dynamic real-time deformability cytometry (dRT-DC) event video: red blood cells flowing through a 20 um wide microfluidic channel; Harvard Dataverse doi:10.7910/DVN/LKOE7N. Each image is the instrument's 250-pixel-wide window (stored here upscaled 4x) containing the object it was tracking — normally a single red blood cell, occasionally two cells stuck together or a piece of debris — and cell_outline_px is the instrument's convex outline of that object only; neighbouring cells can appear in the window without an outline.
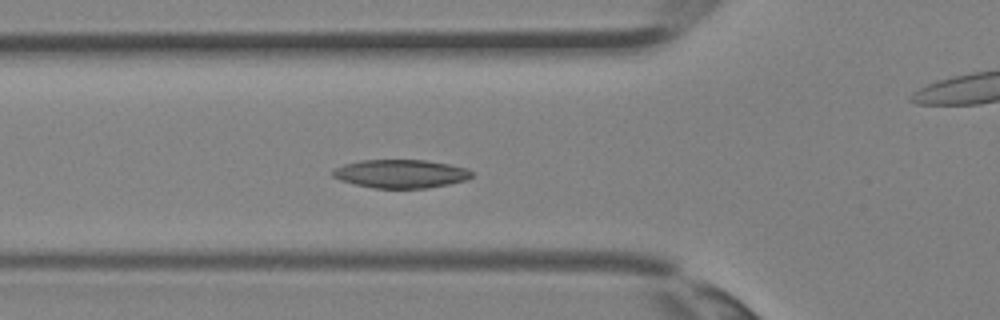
{"species": "Egyptian fruit bat (a non-hibernating species)", "species_latin": "Rousettus aegyptiacus", "temperature_condition": "room temperature", "stored_images_in_passage": 27, "camera_frame_rate_fps": 3000, "um_per_image_px": 0.085, "animal": {"sex": "female"}, "frame": {"image": 1, "passage_image": 3, "time_ms": 0.667, "image_size_px": [1000, 320], "cell_outline_px": [[472, 176], [464, 180], [448, 184], [428, 188], [372, 188], [340, 180], [332, 176], [332, 172], [336, 168], [344, 164], [360, 160], [424, 160], [448, 164], [468, 168], [472, 172]], "centroid_in_image_um": [34.06, 14.77], "position_along_channel_um": 91.7, "area_um2": 22.89}}
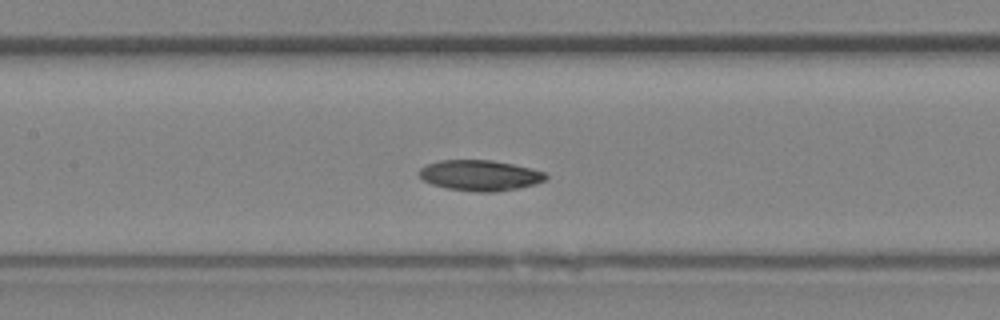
{"frame": {"image": 2, "passage_image": 7, "time_ms": 2.0, "image_size_px": [1000, 320], "cell_outline_px": [[548, 176], [544, 180], [536, 184], [496, 192], [476, 192], [448, 188], [432, 184], [424, 180], [420, 176], [420, 168], [424, 164], [440, 160], [492, 160], [532, 168], [544, 172]], "centroid_in_image_um": [40.79, 14.9], "position_along_channel_um": 166.6, "area_um2": 22.54}}
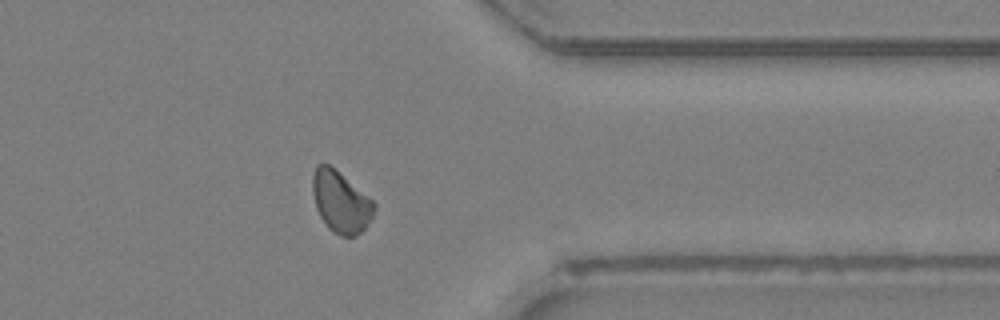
{"frame": {"image": 3, "passage_image": 19, "time_ms": 6.0, "image_size_px": [1000, 320], "cell_outline_px": [[376, 208], [372, 216], [364, 228], [356, 236], [340, 236], [332, 232], [328, 228], [320, 216], [316, 208], [312, 192], [312, 176], [316, 164], [328, 164], [372, 200], [376, 204]], "centroid_in_image_um": [28.93, 17.18], "position_along_channel_um": 382.5, "area_um2": 21.73}}